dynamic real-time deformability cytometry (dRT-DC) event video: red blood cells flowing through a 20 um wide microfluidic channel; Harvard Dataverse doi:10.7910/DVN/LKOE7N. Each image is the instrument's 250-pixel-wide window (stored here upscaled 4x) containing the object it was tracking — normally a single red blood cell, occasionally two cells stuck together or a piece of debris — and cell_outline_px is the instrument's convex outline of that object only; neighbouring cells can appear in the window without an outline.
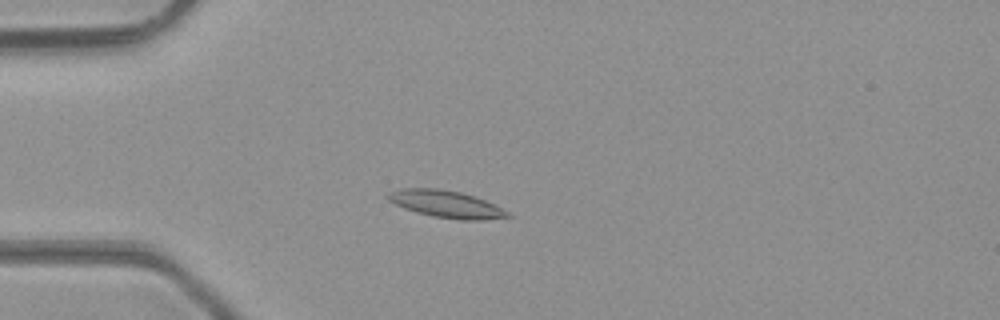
{"species": "common noctule bat (a hibernating species)", "species_latin": "Nyctalus noctula", "temperature_condition": "room temperature", "stored_images_in_passage": 15, "camera_frame_rate_fps": 3000, "um_per_image_px": 0.085, "animal": {"sex": "male", "body_mass_g": 23.1, "forearm_length_mm": 52.7}, "frame": {"image": 1, "passage_image": 11, "time_ms": 3.333, "image_size_px": [1000, 320], "cell_outline_px": [[512, 216], [484, 220], [460, 220], [432, 216], [416, 212], [404, 208], [388, 200], [384, 196], [388, 192], [400, 188], [436, 188], [460, 192], [484, 200], [508, 212]], "centroid_in_image_um": [37.86, 17.35], "position_along_channel_um": 47.1, "area_um2": 18.79}}
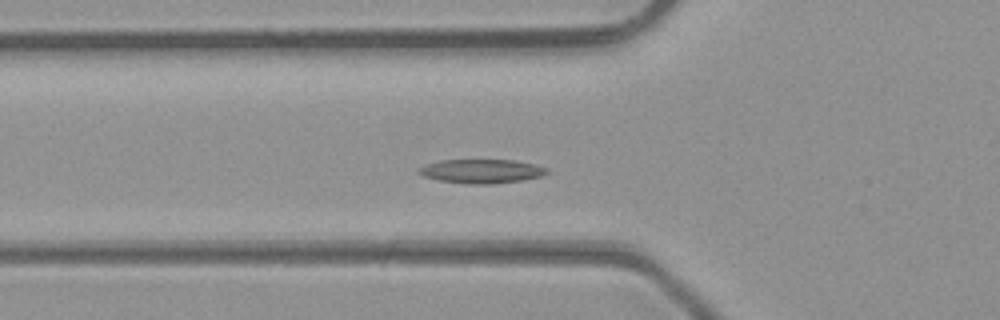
{"frame": {"image": 2, "passage_image": 15, "time_ms": 4.667, "image_size_px": [1000, 320], "cell_outline_px": [[548, 172], [544, 176], [524, 180], [492, 184], [464, 184], [440, 180], [424, 176], [416, 172], [424, 164], [440, 160], [516, 160], [536, 164], [548, 168]], "centroid_in_image_um": [40.97, 14.55], "position_along_channel_um": 84.8, "area_um2": 18.15}}